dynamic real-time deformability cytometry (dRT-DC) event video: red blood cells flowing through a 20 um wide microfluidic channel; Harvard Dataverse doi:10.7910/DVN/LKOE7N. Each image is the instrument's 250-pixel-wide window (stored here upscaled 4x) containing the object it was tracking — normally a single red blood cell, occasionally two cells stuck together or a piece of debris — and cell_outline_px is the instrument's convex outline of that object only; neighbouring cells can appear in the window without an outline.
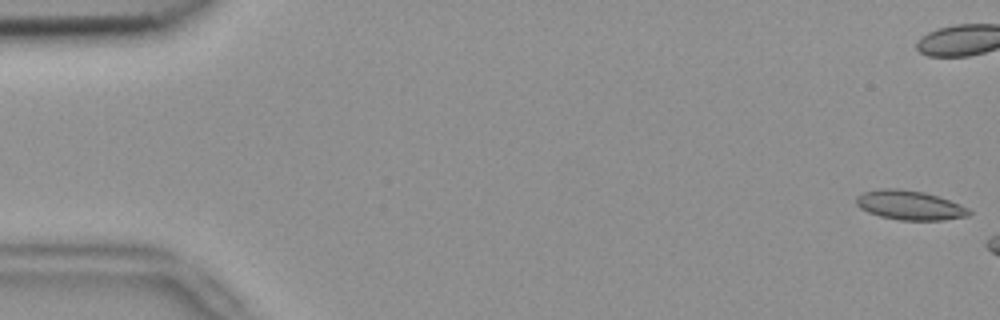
{"species": "common noctule bat (a hibernating species)", "species_latin": "Nyctalus noctula", "temperature_condition": "room temperature", "stored_images_in_passage": 47, "camera_frame_rate_fps": 3000, "um_per_image_px": 0.085, "animal": {"sex": "female", "body_mass_g": 18.4}, "frame": {"image": 1, "passage_image": 1, "time_ms": 0.0, "image_size_px": [1000, 320], "cell_outline_px": [[972, 212], [968, 216], [944, 220], [900, 220], [880, 216], [868, 212], [860, 208], [856, 204], [856, 196], [864, 192], [880, 188], [896, 188], [924, 192], [960, 204], [968, 208]], "centroid_in_image_um": [77.31, 17.44], "position_along_channel_um": 7.7, "area_um2": 19.25}}
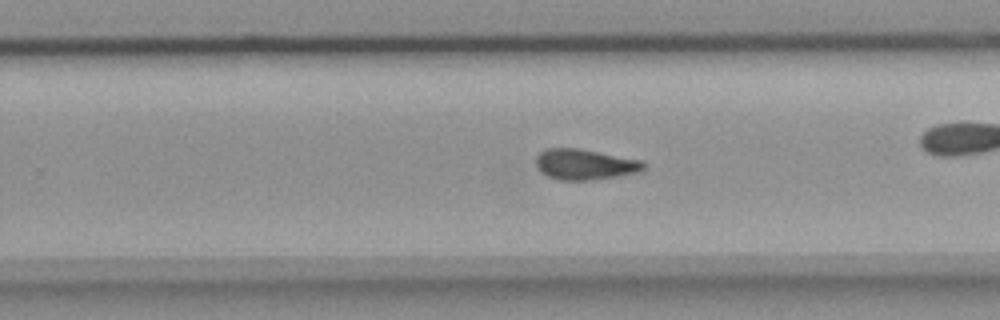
{"frame": {"image": 2, "passage_image": 34, "time_ms": 11.0, "image_size_px": [1000, 320], "cell_outline_px": [[644, 168], [636, 172], [616, 176], [588, 180], [560, 180], [548, 176], [536, 164], [536, 156], [540, 152], [548, 148], [580, 148], [640, 160], [644, 164]], "centroid_in_image_um": [49.68, 13.96], "position_along_channel_um": 280.1, "area_um2": 18.79}}